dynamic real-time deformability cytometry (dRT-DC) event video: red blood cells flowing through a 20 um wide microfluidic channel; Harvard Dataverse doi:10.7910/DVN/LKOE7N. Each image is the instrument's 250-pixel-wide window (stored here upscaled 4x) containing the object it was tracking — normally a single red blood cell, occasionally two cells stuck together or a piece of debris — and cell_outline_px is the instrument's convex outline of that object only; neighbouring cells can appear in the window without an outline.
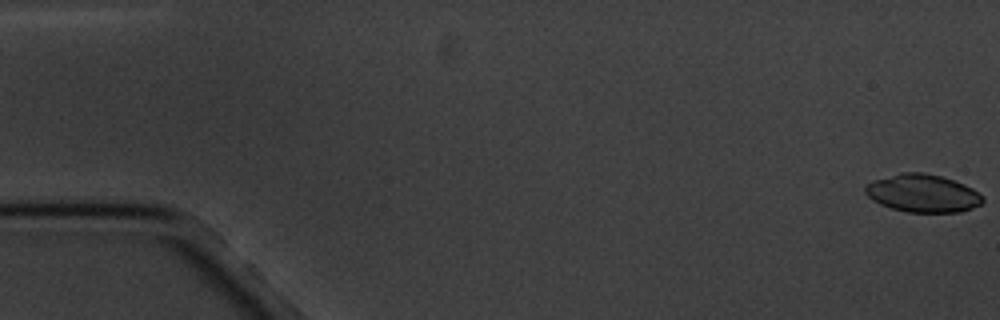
{"species": "common noctule bat (a hibernating species)", "species_latin": "Nyctalus noctula", "temperature_condition": "cold", "stored_images_in_passage": 7, "camera_frame_rate_fps": 3000, "um_per_image_px": 0.085, "animal": {"sex": "male", "body_mass_g": 20.1, "forearm_length_mm": 53.5}, "frame": {"image": 1, "passage_image": 1, "time_ms": 0.0, "image_size_px": [1000, 320], "cell_outline_px": [[984, 200], [980, 204], [972, 208], [960, 212], [908, 212], [892, 208], [880, 204], [872, 200], [864, 192], [864, 188], [872, 180], [900, 172], [924, 172], [940, 176], [964, 184], [972, 188], [984, 196]], "centroid_in_image_um": [78.42, 16.42], "position_along_channel_um": 6.6, "area_um2": 25.95}}
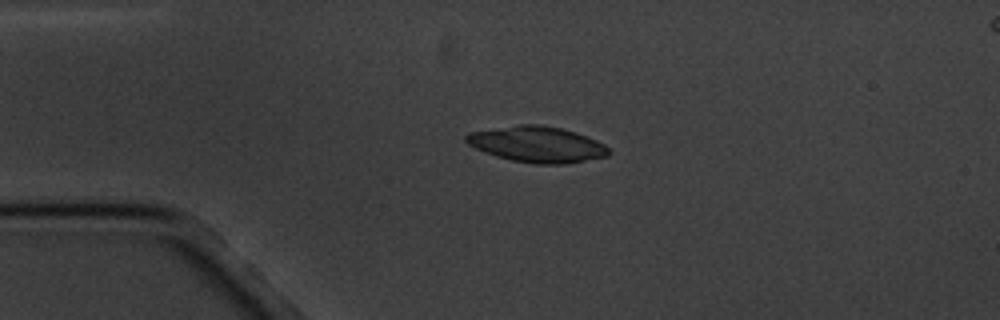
{"frame": {"image": 2, "passage_image": 5, "time_ms": 4.333, "image_size_px": [1000, 320], "cell_outline_px": [[612, 152], [608, 156], [564, 164], [536, 164], [512, 160], [496, 156], [476, 148], [468, 144], [464, 140], [464, 136], [468, 132], [520, 124], [540, 124], [560, 128], [576, 132], [596, 140], [604, 144]], "centroid_in_image_um": [45.65, 12.26], "position_along_channel_um": 39.3, "area_um2": 29.82}}